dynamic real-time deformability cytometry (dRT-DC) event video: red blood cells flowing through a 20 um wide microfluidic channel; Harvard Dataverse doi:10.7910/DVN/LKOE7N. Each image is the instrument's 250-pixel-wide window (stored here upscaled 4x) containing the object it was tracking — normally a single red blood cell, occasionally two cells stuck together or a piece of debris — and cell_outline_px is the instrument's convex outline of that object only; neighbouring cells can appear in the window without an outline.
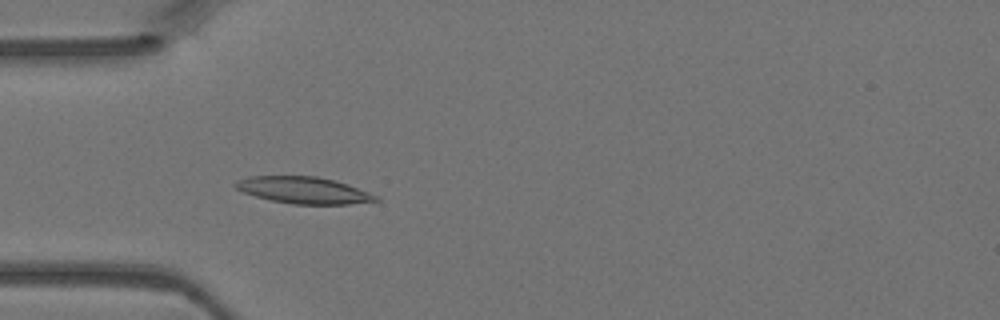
{"species": "Egyptian fruit bat (a non-hibernating species)", "species_latin": "Rousettus aegyptiacus", "temperature_condition": "warm", "stored_images_in_passage": 4, "camera_frame_rate_fps": 3000, "um_per_image_px": 0.085, "animal": {"sex": "female"}, "frame": {"image": 1, "passage_image": 4, "time_ms": 1.0, "image_size_px": [1000, 320], "cell_outline_px": [[380, 200], [348, 204], [292, 204], [272, 200], [256, 196], [244, 192], [236, 188], [232, 184], [236, 180], [248, 176], [316, 176], [336, 180], [348, 184], [380, 196]], "centroid_in_image_um": [25.82, 16.16], "position_along_channel_um": 59.2, "area_um2": 21.91}}